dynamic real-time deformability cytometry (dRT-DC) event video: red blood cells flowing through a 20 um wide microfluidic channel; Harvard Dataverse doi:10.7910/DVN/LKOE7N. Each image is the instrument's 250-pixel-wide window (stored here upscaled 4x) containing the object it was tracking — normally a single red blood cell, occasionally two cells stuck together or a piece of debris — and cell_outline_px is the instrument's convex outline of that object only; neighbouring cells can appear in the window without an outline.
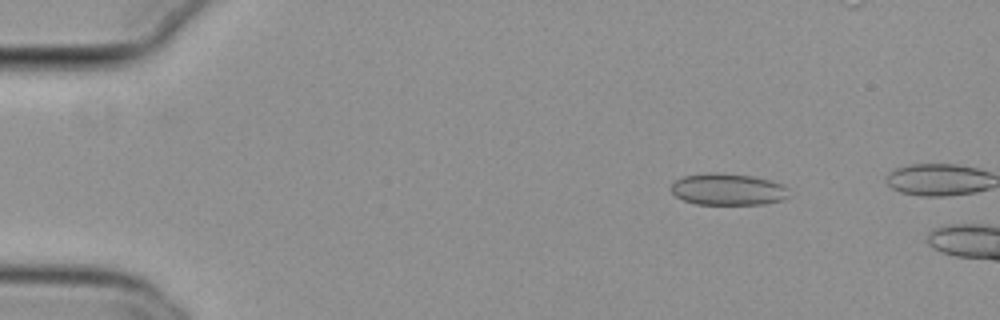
{"species": "common noctule bat (a hibernating species)", "species_latin": "Nyctalus noctula", "temperature_condition": "cold", "stored_images_in_passage": 8, "camera_frame_rate_fps": 3000, "um_per_image_px": 0.085, "animal": {"sex": "female", "body_mass_g": 29.2, "forearm_length_mm": 56.3}, "frame": {"image": 1, "passage_image": 2, "time_ms": 0.333, "image_size_px": [1000, 320], "cell_outline_px": [[788, 196], [784, 200], [764, 204], [696, 204], [684, 200], [676, 196], [672, 192], [672, 184], [676, 180], [684, 176], [752, 176], [784, 184], [788, 188]], "centroid_in_image_um": [61.96, 16.16], "position_along_channel_um": 23.0, "area_um2": 20.69}}